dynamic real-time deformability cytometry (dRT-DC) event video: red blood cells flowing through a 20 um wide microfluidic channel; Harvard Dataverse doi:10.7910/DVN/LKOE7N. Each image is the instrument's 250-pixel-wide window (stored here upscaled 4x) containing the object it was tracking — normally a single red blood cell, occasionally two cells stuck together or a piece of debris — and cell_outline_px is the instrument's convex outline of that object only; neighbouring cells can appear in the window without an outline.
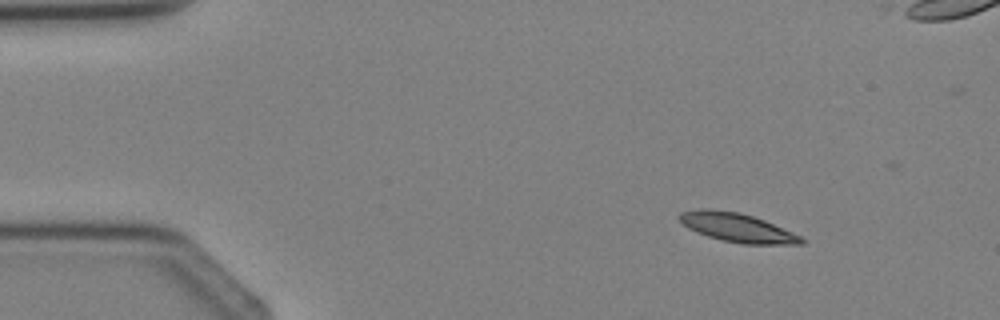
{"species": "Egyptian fruit bat (a non-hibernating species)", "species_latin": "Rousettus aegyptiacus", "temperature_condition": "cold", "stored_images_in_passage": 3, "camera_frame_rate_fps": 3000, "um_per_image_px": 0.085, "animal": {"sex": "female"}, "frame": {"image": 1, "passage_image": 1, "time_ms": 0.0, "image_size_px": [1000, 320], "cell_outline_px": [[808, 240], [804, 244], [744, 244], [724, 240], [708, 236], [696, 232], [688, 228], [680, 220], [680, 212], [700, 208], [708, 208], [740, 212], [764, 220], [792, 232]], "centroid_in_image_um": [62.68, 19.34], "position_along_channel_um": 22.3, "area_um2": 20.4}}